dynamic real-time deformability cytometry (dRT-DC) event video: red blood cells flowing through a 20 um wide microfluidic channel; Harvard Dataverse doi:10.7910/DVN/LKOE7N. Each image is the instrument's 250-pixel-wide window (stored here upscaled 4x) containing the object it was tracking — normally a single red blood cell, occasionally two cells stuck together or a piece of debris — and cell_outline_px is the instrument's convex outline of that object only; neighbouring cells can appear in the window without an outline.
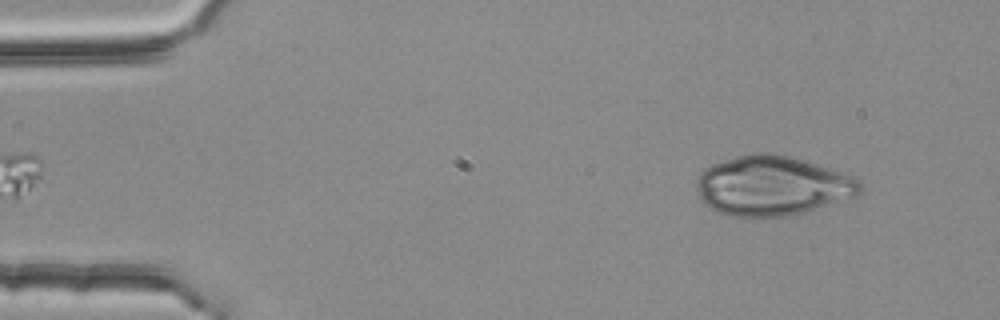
{"species": "common noctule bat (a hibernating species)", "species_latin": "Nyctalus noctula", "temperature_condition": "room temperature", "stored_images_in_passage": 3, "segment_of_instrument_passage": [2, 2], "camera_frame_rate_fps": 3000, "um_per_image_px": 0.085, "animal": {"sex": "female", "body_mass_g": 25.1}, "frame": {"image": 1, "passage_image": 3, "time_ms": 0.667, "image_size_px": [1000, 320], "cell_outline_px": [[860, 192], [856, 196], [804, 212], [788, 216], [732, 216], [716, 212], [704, 204], [700, 200], [696, 188], [696, 180], [700, 172], [704, 168], [712, 164], [740, 156], [764, 152], [788, 156], [816, 164], [840, 172], [860, 180]], "centroid_in_image_um": [65.59, 15.8], "position_along_channel_um": 19.4, "area_um2": 56.3}}